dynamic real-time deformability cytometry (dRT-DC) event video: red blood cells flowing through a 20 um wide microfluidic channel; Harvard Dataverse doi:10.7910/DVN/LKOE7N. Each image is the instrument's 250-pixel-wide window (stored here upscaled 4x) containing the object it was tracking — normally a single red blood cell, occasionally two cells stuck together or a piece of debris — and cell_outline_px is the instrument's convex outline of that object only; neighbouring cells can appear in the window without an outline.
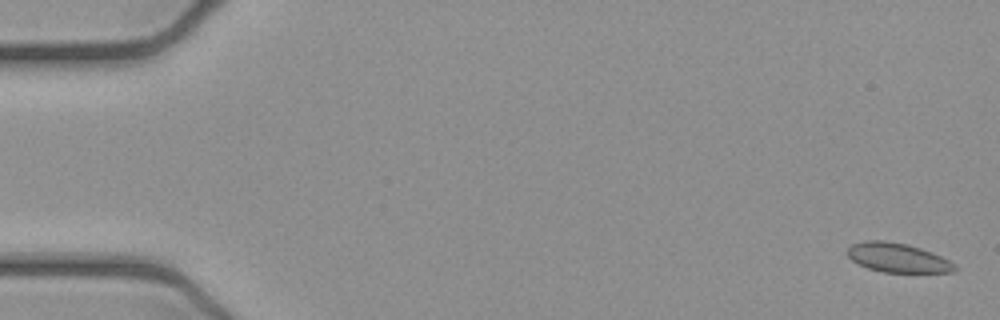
{"species": "common noctule bat (a hibernating species)", "species_latin": "Nyctalus noctula", "temperature_condition": "cold", "stored_images_in_passage": 15, "camera_frame_rate_fps": 3000, "um_per_image_px": 0.085, "animal": {"sex": "female", "body_mass_g": 21.9}, "frame": {"image": 1, "passage_image": 2, "time_ms": 0.333, "image_size_px": [1000, 320], "cell_outline_px": [[956, 268], [952, 272], [884, 272], [868, 268], [852, 260], [848, 256], [848, 248], [852, 244], [864, 240], [884, 240], [908, 244], [932, 252], [956, 264]], "centroid_in_image_um": [76.29, 21.89], "position_along_channel_um": 8.7, "area_um2": 18.15}}
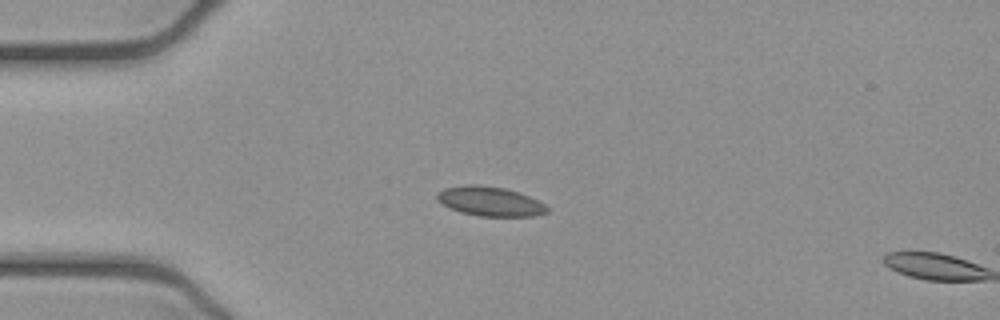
{"frame": {"image": 2, "passage_image": 14, "time_ms": 4.333, "image_size_px": [1000, 320], "cell_outline_px": [[548, 212], [536, 216], [480, 216], [460, 212], [436, 200], [436, 192], [444, 188], [464, 184], [480, 184], [504, 188], [528, 196], [544, 204], [548, 208]], "centroid_in_image_um": [41.61, 17.1], "position_along_channel_um": 43.4, "area_um2": 18.84}}